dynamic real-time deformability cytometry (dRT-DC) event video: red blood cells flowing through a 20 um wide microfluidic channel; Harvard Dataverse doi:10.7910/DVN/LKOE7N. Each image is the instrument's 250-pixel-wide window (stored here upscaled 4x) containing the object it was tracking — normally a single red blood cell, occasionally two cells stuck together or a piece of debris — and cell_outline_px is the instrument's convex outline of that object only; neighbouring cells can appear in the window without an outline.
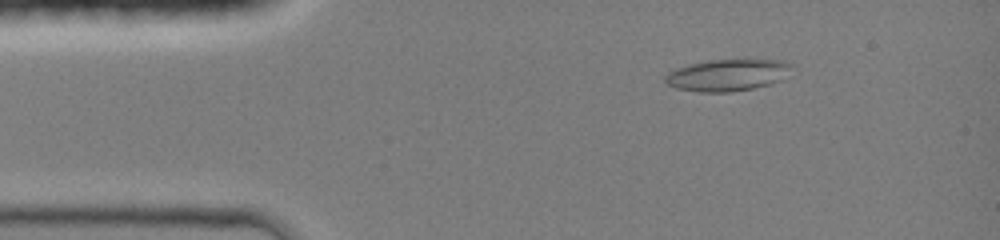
{"species": "common noctule bat (a hibernating species)", "species_latin": "Nyctalus noctula", "temperature_condition": "room temperature", "stored_images_in_passage": 44, "camera_frame_rate_fps": 3000, "um_per_image_px": 0.085, "animal": {"sex": "female", "body_mass_g": 19.0, "forearm_length_mm": 51.5}, "frame": {"image": 1, "passage_image": 6, "time_ms": 1.667, "image_size_px": [1000, 240], "cell_outline_px": [[796, 64], [780, 80], [772, 84], [732, 92], [700, 92], [676, 88], [668, 84], [664, 80], [664, 76], [668, 72], [676, 68], [688, 64], [708, 60], [744, 56], [784, 60]], "centroid_in_image_um": [61.91, 6.31], "position_along_channel_um": 23.1, "area_um2": 24.62}}
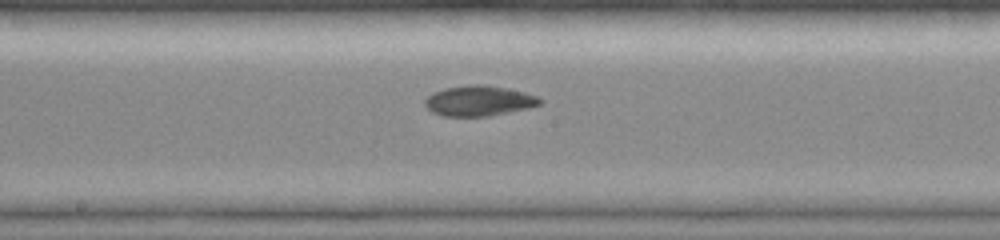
{"frame": {"image": 2, "passage_image": 23, "time_ms": 7.333, "image_size_px": [1000, 240], "cell_outline_px": [[544, 100], [540, 104], [528, 108], [488, 116], [444, 116], [432, 112], [424, 104], [424, 100], [432, 92], [444, 88], [468, 84], [484, 84], [524, 92], [536, 96]], "centroid_in_image_um": [40.68, 8.56], "position_along_channel_um": 207.5, "area_um2": 20.29}}
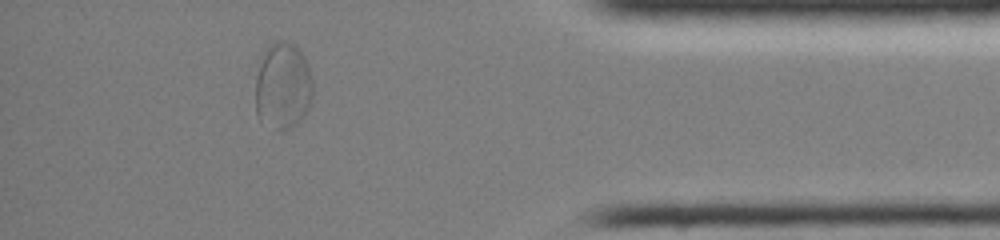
{"frame": {"image": 3, "passage_image": 39, "time_ms": 12.667, "image_size_px": [1000, 240], "cell_outline_px": [[312, 100], [308, 108], [296, 124], [280, 132], [260, 120], [256, 116], [256, 76], [264, 52], [268, 44], [276, 40], [284, 40], [296, 44], [304, 56], [308, 64], [312, 80]], "centroid_in_image_um": [24.04, 7.28], "position_along_channel_um": 411.2, "area_um2": 29.3}, "authors_computed_cell_mechanics": {"area_um2": 21.0681, "velocity_mm_per_s": 4.2527, "shape_relaxation_time_tau1_ms": null, "shape_relaxation_time_tau2_ms": 2.2513, "deformation_change_tau1": null, "deformation_change_tau2": 0.0636}}